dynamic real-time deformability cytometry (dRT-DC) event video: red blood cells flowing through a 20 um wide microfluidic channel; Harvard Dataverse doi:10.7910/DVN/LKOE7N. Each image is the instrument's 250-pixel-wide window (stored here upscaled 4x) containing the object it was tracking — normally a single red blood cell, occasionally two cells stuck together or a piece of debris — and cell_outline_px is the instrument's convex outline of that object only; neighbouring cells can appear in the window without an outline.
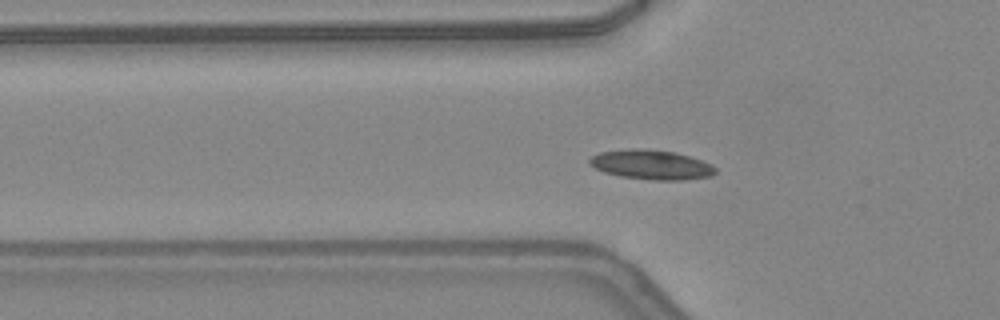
{"species": "common noctule bat (a hibernating species)", "species_latin": "Nyctalus noctula", "temperature_condition": "warm", "stored_images_in_passage": 37, "camera_frame_rate_fps": 3000, "um_per_image_px": 0.085, "animal": {"sex": "female", "body_mass_g": 24.6, "forearm_length_mm": 56.2}, "frame": {"image": 1, "passage_image": 11, "time_ms": 3.333, "image_size_px": [1000, 320], "cell_outline_px": [[716, 172], [712, 176], [680, 180], [652, 180], [620, 176], [604, 172], [588, 164], [588, 160], [592, 156], [600, 152], [676, 152], [700, 160], [716, 168]], "centroid_in_image_um": [55.4, 14.07], "position_along_channel_um": 70.4, "area_um2": 20.35}}
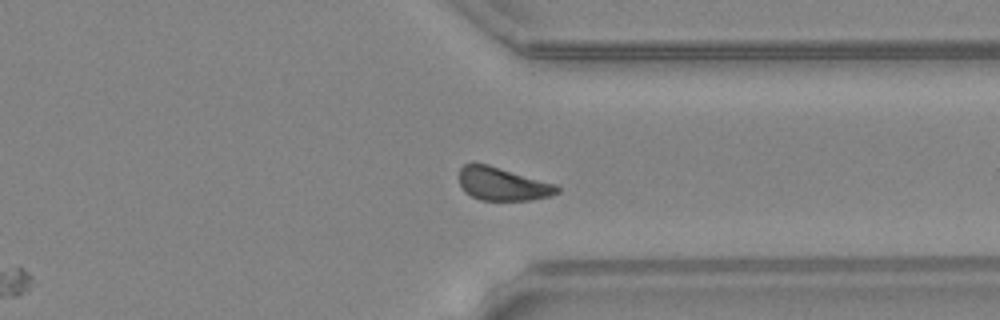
{"frame": {"image": 2, "passage_image": 32, "time_ms": 10.333, "image_size_px": [1000, 320], "cell_outline_px": [[560, 192], [552, 196], [532, 200], [480, 200], [464, 192], [460, 184], [460, 168], [464, 164], [472, 160], [488, 164], [556, 184], [560, 188]], "centroid_in_image_um": [42.71, 15.62], "position_along_channel_um": 368.7, "area_um2": 19.31}}
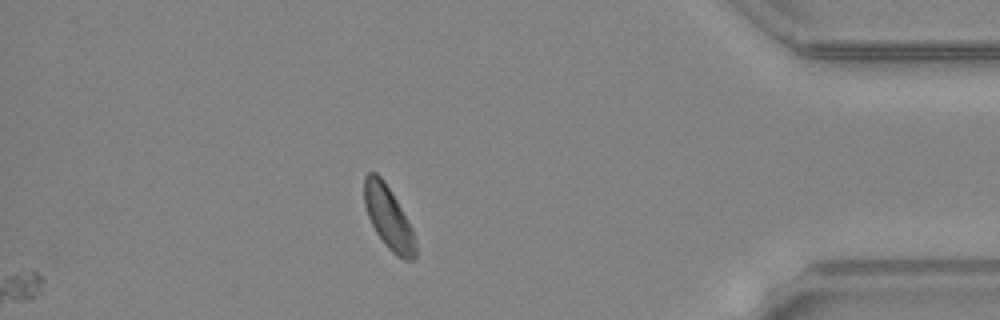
{"frame": {"image": 3, "passage_image": 37, "time_ms": 12.0, "image_size_px": [1000, 320], "cell_outline_px": [[416, 256], [412, 260], [404, 260], [396, 256], [384, 244], [376, 232], [368, 216], [364, 204], [364, 176], [368, 172], [376, 172], [384, 180], [396, 200], [412, 228], [416, 240]], "centroid_in_image_um": [33.02, 18.51], "position_along_channel_um": 402.2, "area_um2": 18.73}, "authors_computed_cell_mechanics": {"area_um2": 19.363, "velocity_mm_per_s": 4.255, "shape_relaxation_time_tau1_ms": 2.3933, "shape_relaxation_time_tau2_ms": null, "deformation_change_tau1": 0.0773, "deformation_change_tau2": null}}